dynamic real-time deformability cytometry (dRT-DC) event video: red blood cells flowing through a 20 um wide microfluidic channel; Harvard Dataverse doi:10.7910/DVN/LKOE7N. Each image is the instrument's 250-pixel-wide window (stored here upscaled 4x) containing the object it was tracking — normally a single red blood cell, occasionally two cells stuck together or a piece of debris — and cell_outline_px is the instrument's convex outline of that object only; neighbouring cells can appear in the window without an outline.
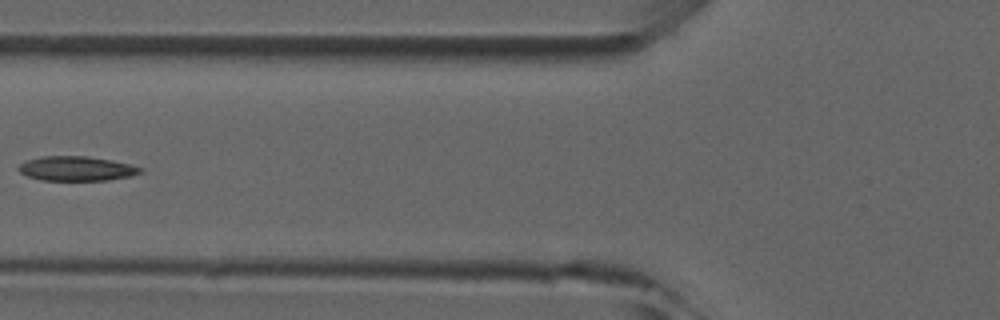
{"species": "common noctule bat (a hibernating species)", "species_latin": "Nyctalus noctula", "temperature_condition": "room temperature", "stored_images_in_passage": 5, "camera_frame_rate_fps": 3000, "um_per_image_px": 0.085, "animal": {"sex": "male", "forearm_length_mm": 52.5}, "frame": {"image": 1, "passage_image": 4, "time_ms": 3.667, "image_size_px": [1000, 320], "cell_outline_px": [[144, 168], [140, 172], [132, 176], [108, 180], [40, 180], [28, 176], [20, 172], [16, 168], [20, 164], [28, 160], [40, 156], [88, 156], [112, 160]], "centroid_in_image_um": [6.49, 14.32], "position_along_channel_um": 119.3, "area_um2": 17.4}}
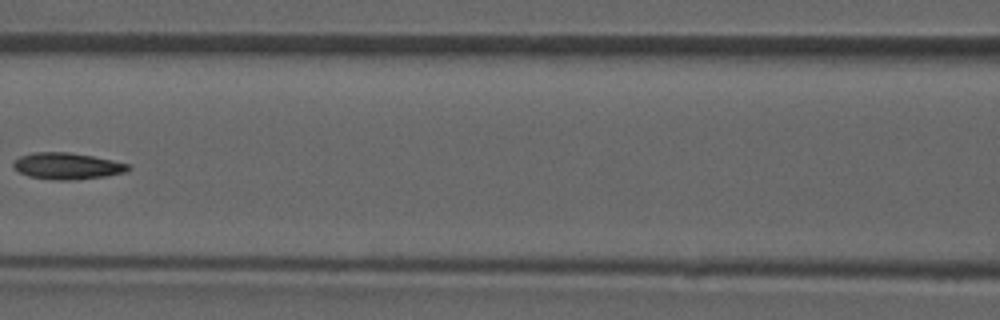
{"frame": {"image": 2, "passage_image": 5, "time_ms": 4.667, "image_size_px": [1000, 320], "cell_outline_px": [[132, 168], [124, 172], [104, 176], [72, 180], [56, 180], [28, 176], [20, 172], [12, 164], [20, 156], [32, 152], [68, 152], [92, 156], [112, 160], [128, 164]], "centroid_in_image_um": [5.7, 14.1], "position_along_channel_um": 160.9, "area_um2": 17.51}}